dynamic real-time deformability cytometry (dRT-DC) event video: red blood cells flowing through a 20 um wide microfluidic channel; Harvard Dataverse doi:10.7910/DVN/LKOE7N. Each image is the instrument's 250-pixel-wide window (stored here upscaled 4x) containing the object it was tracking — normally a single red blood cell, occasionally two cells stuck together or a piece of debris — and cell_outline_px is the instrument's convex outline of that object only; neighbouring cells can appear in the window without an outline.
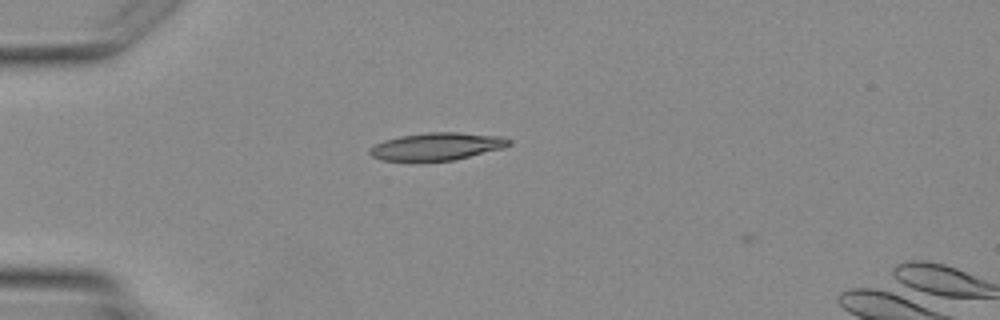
{"species": "Egyptian fruit bat (a non-hibernating species)", "species_latin": "Rousettus aegyptiacus", "temperature_condition": "warm", "stored_images_in_passage": 2, "camera_frame_rate_fps": 3000, "um_per_image_px": 0.085, "animal": {"sex": "female"}, "frame": {"image": 1, "passage_image": 2, "time_ms": 1.333, "image_size_px": [1000, 320], "cell_outline_px": [[512, 144], [504, 148], [452, 160], [384, 160], [372, 156], [368, 152], [376, 144], [384, 140], [400, 136], [428, 132], [460, 132], [500, 136], [512, 140]], "centroid_in_image_um": [37.19, 12.43], "position_along_channel_um": 47.8, "area_um2": 22.02}}